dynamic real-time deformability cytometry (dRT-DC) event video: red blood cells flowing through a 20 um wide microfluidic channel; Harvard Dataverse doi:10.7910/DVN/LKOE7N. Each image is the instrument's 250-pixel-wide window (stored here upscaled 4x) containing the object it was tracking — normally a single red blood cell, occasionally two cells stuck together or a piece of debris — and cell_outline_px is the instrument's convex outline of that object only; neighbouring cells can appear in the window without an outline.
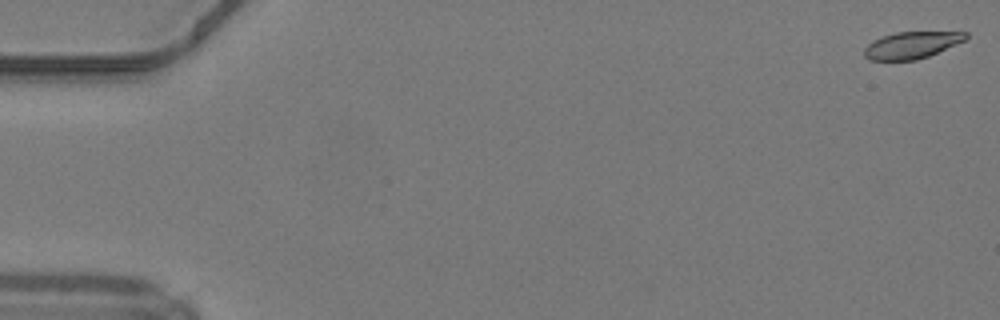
{"species": "common noctule bat (a hibernating species)", "species_latin": "Nyctalus noctula", "temperature_condition": "warm", "stored_images_in_passage": 20, "camera_frame_rate_fps": 3000, "um_per_image_px": 0.085, "animal": {"sex": "male", "body_mass_g": 19.2, "forearm_length_mm": 51.8}, "frame": {"image": 1, "passage_image": 1, "time_ms": 0.0, "image_size_px": [1000, 320], "cell_outline_px": [[968, 36], [964, 40], [928, 56], [916, 60], [868, 60], [864, 56], [864, 48], [872, 40], [880, 36], [896, 32], [968, 32]], "centroid_in_image_um": [77.42, 3.83], "position_along_channel_um": 7.6, "area_um2": 15.78}}
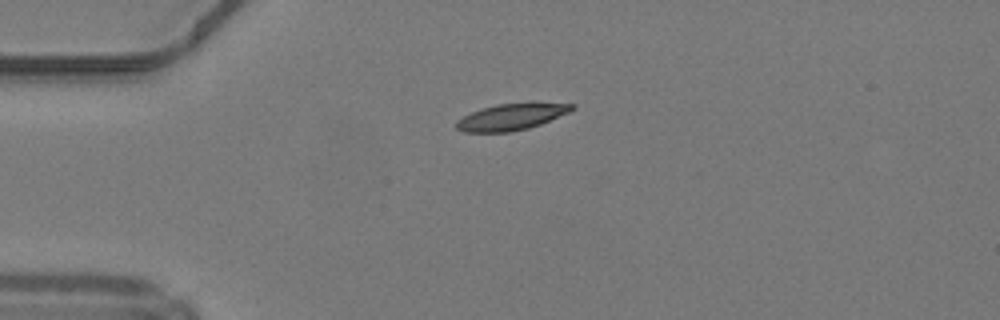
{"frame": {"image": 2, "passage_image": 13, "time_ms": 4.0, "image_size_px": [1000, 320], "cell_outline_px": [[576, 108], [568, 112], [540, 124], [528, 128], [508, 132], [464, 132], [456, 128], [456, 120], [480, 108], [496, 104], [576, 104]], "centroid_in_image_um": [43.39, 9.95], "position_along_channel_um": 41.6, "area_um2": 17.28}}
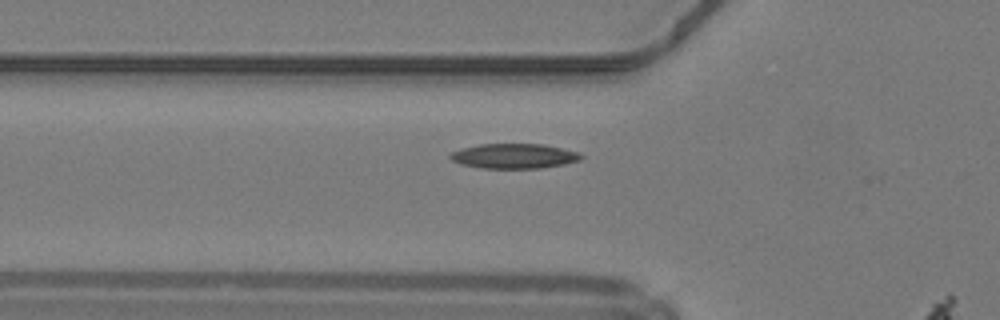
{"frame": {"image": 3, "passage_image": 18, "time_ms": 5.667, "image_size_px": [1000, 320], "cell_outline_px": [[584, 156], [580, 160], [564, 164], [540, 168], [480, 168], [460, 164], [452, 160], [448, 156], [452, 152], [464, 148], [480, 144], [544, 144], [576, 152]], "centroid_in_image_um": [43.68, 13.27], "position_along_channel_um": 82.1, "area_um2": 18.79}}